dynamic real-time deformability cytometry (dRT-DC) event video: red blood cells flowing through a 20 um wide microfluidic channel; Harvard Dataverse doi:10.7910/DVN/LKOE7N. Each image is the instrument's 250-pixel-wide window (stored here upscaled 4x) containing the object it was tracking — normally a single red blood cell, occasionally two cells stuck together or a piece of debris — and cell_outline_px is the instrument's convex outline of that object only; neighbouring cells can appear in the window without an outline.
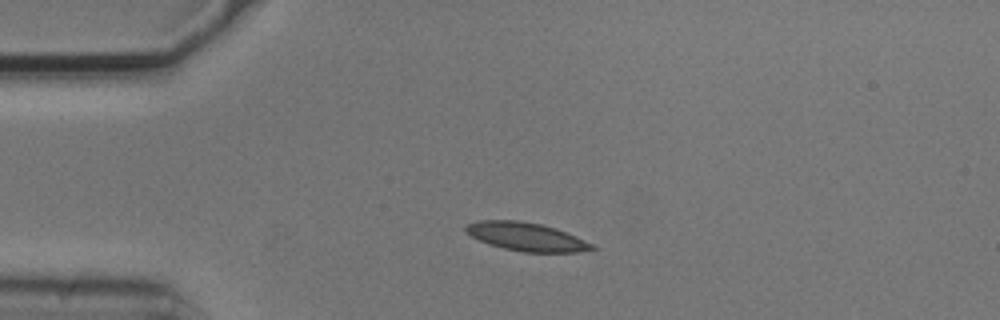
{"species": "common noctule bat (a hibernating species)", "species_latin": "Nyctalus noctula", "temperature_condition": "cold", "stored_images_in_passage": 5, "camera_frame_rate_fps": 3000, "um_per_image_px": 0.085, "animal": {"sex": "male", "body_mass_g": 20.5, "forearm_length_mm": 52.5}, "frame": {"image": 1, "passage_image": 3, "time_ms": 0.667, "image_size_px": [1000, 320], "cell_outline_px": [[596, 248], [580, 252], [524, 252], [504, 248], [488, 244], [472, 236], [464, 228], [468, 224], [476, 220], [516, 220], [540, 224], [556, 228], [576, 236], [592, 244]], "centroid_in_image_um": [44.74, 20.12], "position_along_channel_um": 40.3, "area_um2": 20.63}}
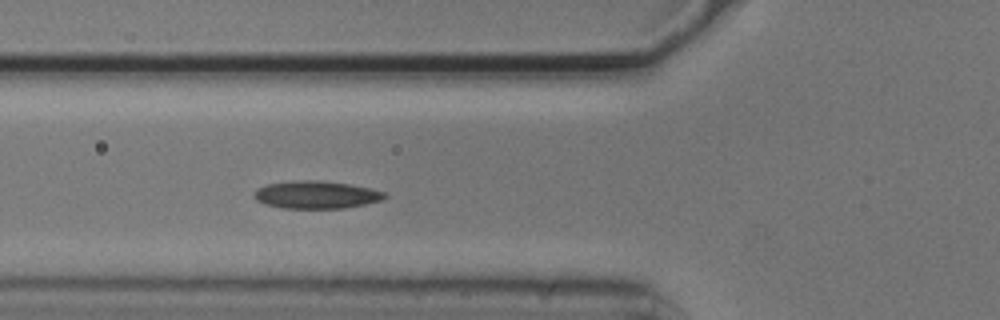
{"frame": {"image": 2, "passage_image": 5, "time_ms": 1.333, "image_size_px": [1000, 320], "cell_outline_px": [[388, 196], [384, 200], [344, 208], [280, 208], [264, 204], [256, 200], [252, 196], [256, 188], [268, 184], [292, 180], [320, 180], [348, 184], [372, 188], [384, 192]], "centroid_in_image_um": [26.86, 16.55], "position_along_channel_um": 98.9, "area_um2": 21.27}}